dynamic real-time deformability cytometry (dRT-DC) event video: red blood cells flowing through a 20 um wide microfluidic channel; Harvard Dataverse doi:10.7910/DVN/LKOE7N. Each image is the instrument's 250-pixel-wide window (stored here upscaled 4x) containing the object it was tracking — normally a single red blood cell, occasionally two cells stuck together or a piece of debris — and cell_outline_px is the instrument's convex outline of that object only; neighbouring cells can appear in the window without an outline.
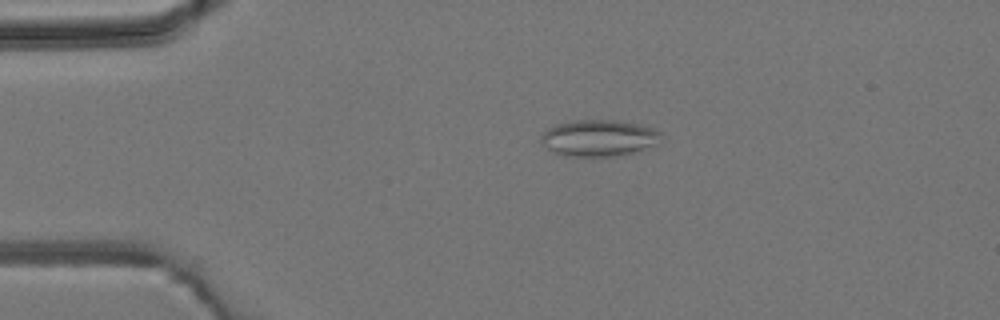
{"species": "common noctule bat (a hibernating species)", "species_latin": "Nyctalus noctula", "temperature_condition": "room temperature", "stored_images_in_passage": 4, "camera_frame_rate_fps": 3000, "um_per_image_px": 0.085, "animal": {"sex": "male", "body_mass_g": 19.2, "forearm_length_mm": 51.8}, "frame": {"image": 1, "passage_image": 3, "time_ms": 2.333, "image_size_px": [1000, 320], "cell_outline_px": [[660, 144], [632, 152], [612, 156], [564, 156], [548, 148], [540, 140], [540, 136], [548, 128], [556, 124], [576, 120], [616, 120], [640, 124], [652, 128], [660, 132]], "centroid_in_image_um": [50.91, 11.72], "position_along_channel_um": 34.1, "area_um2": 25.37}}